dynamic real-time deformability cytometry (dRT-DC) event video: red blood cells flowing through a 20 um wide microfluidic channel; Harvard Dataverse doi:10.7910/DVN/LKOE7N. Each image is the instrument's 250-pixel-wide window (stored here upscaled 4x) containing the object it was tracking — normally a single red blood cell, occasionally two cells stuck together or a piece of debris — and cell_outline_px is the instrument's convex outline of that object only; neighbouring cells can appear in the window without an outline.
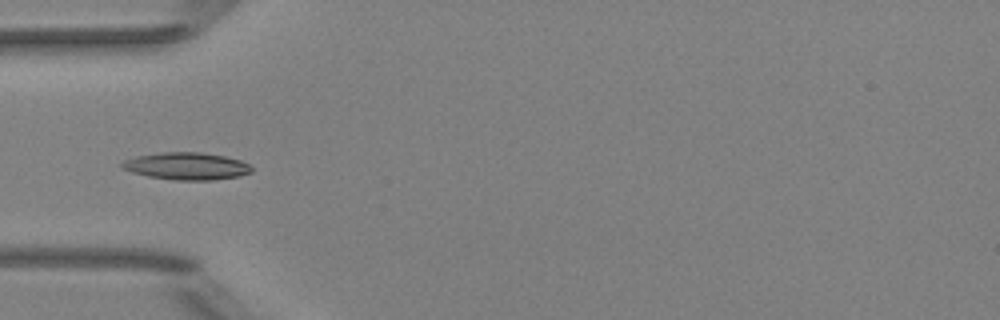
{"species": "Egyptian fruit bat (a non-hibernating species)", "species_latin": "Rousettus aegyptiacus", "temperature_condition": "room temperature", "stored_images_in_passage": 5, "camera_frame_rate_fps": 3000, "um_per_image_px": 0.085, "animal": {"sex": "female"}, "frame": {"image": 1, "passage_image": 5, "time_ms": 5.333, "image_size_px": [1000, 320], "cell_outline_px": [[252, 172], [240, 176], [212, 180], [176, 180], [148, 176], [132, 172], [124, 168], [120, 164], [124, 160], [136, 156], [160, 152], [200, 152], [224, 156], [240, 160], [248, 164], [252, 168]], "centroid_in_image_um": [15.87, 14.11], "position_along_channel_um": 69.1, "area_um2": 20.52}}